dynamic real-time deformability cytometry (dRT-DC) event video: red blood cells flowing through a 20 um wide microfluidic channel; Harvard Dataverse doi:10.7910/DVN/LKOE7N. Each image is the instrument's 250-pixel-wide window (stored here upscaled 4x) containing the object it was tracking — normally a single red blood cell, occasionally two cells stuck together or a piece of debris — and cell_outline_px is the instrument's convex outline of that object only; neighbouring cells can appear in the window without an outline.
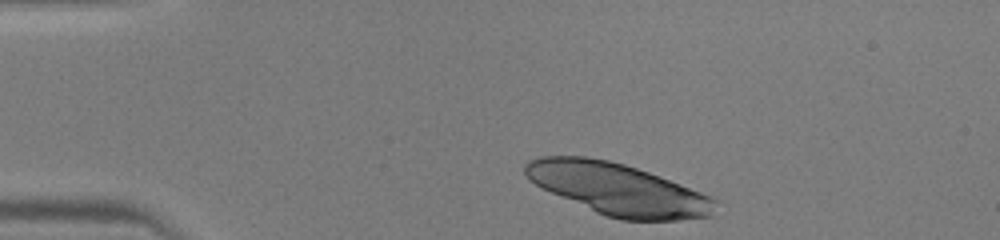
{"species": "human", "species_latin": "Homo sapiens", "temperature_condition": "warm", "stored_images_in_passage": 38, "segment_of_instrument_passage": [1, 2], "camera_frame_rate_fps": 3000, "um_per_image_px": 0.085, "donor": {"sex": "male"}, "frame": {"image": 1, "passage_image": 1, "time_ms": 0.0, "image_size_px": [1000, 240], "cell_outline_px": [[720, 200], [712, 216], [680, 220], [620, 220], [596, 212], [552, 192], [528, 180], [524, 172], [524, 164], [528, 160], [540, 156], [584, 156], [608, 160], [624, 164], [648, 172], [700, 192]], "centroid_in_image_um": [52.54, 16.08], "position_along_channel_um": 32.5, "area_um2": 56.88}}